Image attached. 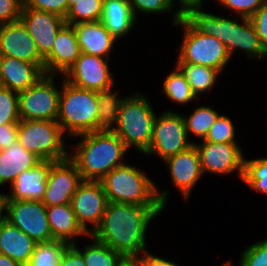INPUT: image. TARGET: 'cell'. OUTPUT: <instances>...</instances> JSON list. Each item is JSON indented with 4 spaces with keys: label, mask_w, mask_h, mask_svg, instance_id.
<instances>
[{
    "label": "cell",
    "mask_w": 267,
    "mask_h": 266,
    "mask_svg": "<svg viewBox=\"0 0 267 266\" xmlns=\"http://www.w3.org/2000/svg\"><path fill=\"white\" fill-rule=\"evenodd\" d=\"M164 209L108 202L102 221L91 236L122 255H140L147 250L148 226Z\"/></svg>",
    "instance_id": "6da1fadb"
},
{
    "label": "cell",
    "mask_w": 267,
    "mask_h": 266,
    "mask_svg": "<svg viewBox=\"0 0 267 266\" xmlns=\"http://www.w3.org/2000/svg\"><path fill=\"white\" fill-rule=\"evenodd\" d=\"M80 141L69 152L82 180L100 181L108 172L125 163L129 151L113 131H94L81 134Z\"/></svg>",
    "instance_id": "7a4b0ae2"
},
{
    "label": "cell",
    "mask_w": 267,
    "mask_h": 266,
    "mask_svg": "<svg viewBox=\"0 0 267 266\" xmlns=\"http://www.w3.org/2000/svg\"><path fill=\"white\" fill-rule=\"evenodd\" d=\"M185 19L198 32L212 35L222 42L231 58L238 49L244 51L249 59L255 58L261 61L267 58V51L262 46L250 18L237 16L232 20L205 12L203 9H196L191 11Z\"/></svg>",
    "instance_id": "3957f363"
},
{
    "label": "cell",
    "mask_w": 267,
    "mask_h": 266,
    "mask_svg": "<svg viewBox=\"0 0 267 266\" xmlns=\"http://www.w3.org/2000/svg\"><path fill=\"white\" fill-rule=\"evenodd\" d=\"M100 181L108 202L165 208L171 195L167 189L159 191L144 171L127 162L108 172Z\"/></svg>",
    "instance_id": "277c9868"
},
{
    "label": "cell",
    "mask_w": 267,
    "mask_h": 266,
    "mask_svg": "<svg viewBox=\"0 0 267 266\" xmlns=\"http://www.w3.org/2000/svg\"><path fill=\"white\" fill-rule=\"evenodd\" d=\"M62 81L57 122L63 132L71 139L97 131V91L76 87L64 78Z\"/></svg>",
    "instance_id": "5b68a950"
},
{
    "label": "cell",
    "mask_w": 267,
    "mask_h": 266,
    "mask_svg": "<svg viewBox=\"0 0 267 266\" xmlns=\"http://www.w3.org/2000/svg\"><path fill=\"white\" fill-rule=\"evenodd\" d=\"M156 112L148 98L141 92L127 96L118 113V121L112 130L124 142L125 147L145 154L150 146Z\"/></svg>",
    "instance_id": "8992f818"
},
{
    "label": "cell",
    "mask_w": 267,
    "mask_h": 266,
    "mask_svg": "<svg viewBox=\"0 0 267 266\" xmlns=\"http://www.w3.org/2000/svg\"><path fill=\"white\" fill-rule=\"evenodd\" d=\"M66 136L57 121L20 120L18 141L42 160L61 161L69 157Z\"/></svg>",
    "instance_id": "52a82bcc"
},
{
    "label": "cell",
    "mask_w": 267,
    "mask_h": 266,
    "mask_svg": "<svg viewBox=\"0 0 267 266\" xmlns=\"http://www.w3.org/2000/svg\"><path fill=\"white\" fill-rule=\"evenodd\" d=\"M178 25L184 33L176 63L203 65L222 73L231 60L225 45L212 35L198 32L185 18Z\"/></svg>",
    "instance_id": "ba28073f"
},
{
    "label": "cell",
    "mask_w": 267,
    "mask_h": 266,
    "mask_svg": "<svg viewBox=\"0 0 267 266\" xmlns=\"http://www.w3.org/2000/svg\"><path fill=\"white\" fill-rule=\"evenodd\" d=\"M56 75L44 74L34 85L18 92L20 120L57 121L62 85H55Z\"/></svg>",
    "instance_id": "9c48e42d"
},
{
    "label": "cell",
    "mask_w": 267,
    "mask_h": 266,
    "mask_svg": "<svg viewBox=\"0 0 267 266\" xmlns=\"http://www.w3.org/2000/svg\"><path fill=\"white\" fill-rule=\"evenodd\" d=\"M193 145L194 141L187 135L183 114L169 109L159 116L156 115L150 146L144 156L155 155L165 161Z\"/></svg>",
    "instance_id": "30bf717a"
},
{
    "label": "cell",
    "mask_w": 267,
    "mask_h": 266,
    "mask_svg": "<svg viewBox=\"0 0 267 266\" xmlns=\"http://www.w3.org/2000/svg\"><path fill=\"white\" fill-rule=\"evenodd\" d=\"M70 204L78 223L91 235L100 225L108 204L101 181L82 180Z\"/></svg>",
    "instance_id": "8fae6325"
},
{
    "label": "cell",
    "mask_w": 267,
    "mask_h": 266,
    "mask_svg": "<svg viewBox=\"0 0 267 266\" xmlns=\"http://www.w3.org/2000/svg\"><path fill=\"white\" fill-rule=\"evenodd\" d=\"M110 59L81 52L62 78L82 89L97 92L111 89L115 86V78L109 70Z\"/></svg>",
    "instance_id": "7c38bea8"
},
{
    "label": "cell",
    "mask_w": 267,
    "mask_h": 266,
    "mask_svg": "<svg viewBox=\"0 0 267 266\" xmlns=\"http://www.w3.org/2000/svg\"><path fill=\"white\" fill-rule=\"evenodd\" d=\"M198 150L203 174L229 175L237 172L243 178L244 153L239 144L216 143L210 141L194 142Z\"/></svg>",
    "instance_id": "4fadbf2b"
},
{
    "label": "cell",
    "mask_w": 267,
    "mask_h": 266,
    "mask_svg": "<svg viewBox=\"0 0 267 266\" xmlns=\"http://www.w3.org/2000/svg\"><path fill=\"white\" fill-rule=\"evenodd\" d=\"M7 220L36 243L53 240L46 206L41 201L9 200Z\"/></svg>",
    "instance_id": "5bb4252c"
},
{
    "label": "cell",
    "mask_w": 267,
    "mask_h": 266,
    "mask_svg": "<svg viewBox=\"0 0 267 266\" xmlns=\"http://www.w3.org/2000/svg\"><path fill=\"white\" fill-rule=\"evenodd\" d=\"M81 181L76 165L69 158L54 161L50 166L41 202L46 207L71 203L72 196Z\"/></svg>",
    "instance_id": "9a60e30c"
},
{
    "label": "cell",
    "mask_w": 267,
    "mask_h": 266,
    "mask_svg": "<svg viewBox=\"0 0 267 266\" xmlns=\"http://www.w3.org/2000/svg\"><path fill=\"white\" fill-rule=\"evenodd\" d=\"M0 57H14L34 63L44 72V58L20 20L0 25Z\"/></svg>",
    "instance_id": "2e32d148"
},
{
    "label": "cell",
    "mask_w": 267,
    "mask_h": 266,
    "mask_svg": "<svg viewBox=\"0 0 267 266\" xmlns=\"http://www.w3.org/2000/svg\"><path fill=\"white\" fill-rule=\"evenodd\" d=\"M19 20L26 27L43 58L51 52L59 30L66 24L60 15L33 8H22Z\"/></svg>",
    "instance_id": "e0dca14e"
},
{
    "label": "cell",
    "mask_w": 267,
    "mask_h": 266,
    "mask_svg": "<svg viewBox=\"0 0 267 266\" xmlns=\"http://www.w3.org/2000/svg\"><path fill=\"white\" fill-rule=\"evenodd\" d=\"M170 173L172 185L183 195V199L189 202L193 187L203 176L200 157L195 145L189 149L170 156L163 161Z\"/></svg>",
    "instance_id": "ac0fdd59"
},
{
    "label": "cell",
    "mask_w": 267,
    "mask_h": 266,
    "mask_svg": "<svg viewBox=\"0 0 267 266\" xmlns=\"http://www.w3.org/2000/svg\"><path fill=\"white\" fill-rule=\"evenodd\" d=\"M76 33L72 25L65 24L58 32L51 52L44 58V73L63 76L80 55Z\"/></svg>",
    "instance_id": "d6986e66"
},
{
    "label": "cell",
    "mask_w": 267,
    "mask_h": 266,
    "mask_svg": "<svg viewBox=\"0 0 267 266\" xmlns=\"http://www.w3.org/2000/svg\"><path fill=\"white\" fill-rule=\"evenodd\" d=\"M54 161L42 160L30 170L23 171L10 185L9 200L42 201L47 185V176Z\"/></svg>",
    "instance_id": "ffe728a7"
},
{
    "label": "cell",
    "mask_w": 267,
    "mask_h": 266,
    "mask_svg": "<svg viewBox=\"0 0 267 266\" xmlns=\"http://www.w3.org/2000/svg\"><path fill=\"white\" fill-rule=\"evenodd\" d=\"M72 26L77 36L80 52L110 58L117 40L101 21L78 23Z\"/></svg>",
    "instance_id": "44dd1931"
},
{
    "label": "cell",
    "mask_w": 267,
    "mask_h": 266,
    "mask_svg": "<svg viewBox=\"0 0 267 266\" xmlns=\"http://www.w3.org/2000/svg\"><path fill=\"white\" fill-rule=\"evenodd\" d=\"M45 73L34 63L0 57L2 86L20 92L34 85Z\"/></svg>",
    "instance_id": "7402d4cb"
},
{
    "label": "cell",
    "mask_w": 267,
    "mask_h": 266,
    "mask_svg": "<svg viewBox=\"0 0 267 266\" xmlns=\"http://www.w3.org/2000/svg\"><path fill=\"white\" fill-rule=\"evenodd\" d=\"M47 219L54 240L76 244L77 237L90 235L78 223L70 203L46 207ZM76 240V241H75Z\"/></svg>",
    "instance_id": "603a6c76"
},
{
    "label": "cell",
    "mask_w": 267,
    "mask_h": 266,
    "mask_svg": "<svg viewBox=\"0 0 267 266\" xmlns=\"http://www.w3.org/2000/svg\"><path fill=\"white\" fill-rule=\"evenodd\" d=\"M41 161L36 154L21 146L19 141L10 148L0 150V187L11 185L19 174L32 169Z\"/></svg>",
    "instance_id": "cb8c5ba5"
},
{
    "label": "cell",
    "mask_w": 267,
    "mask_h": 266,
    "mask_svg": "<svg viewBox=\"0 0 267 266\" xmlns=\"http://www.w3.org/2000/svg\"><path fill=\"white\" fill-rule=\"evenodd\" d=\"M100 21L117 41L128 35L137 24L129 0H104Z\"/></svg>",
    "instance_id": "d4e9b609"
},
{
    "label": "cell",
    "mask_w": 267,
    "mask_h": 266,
    "mask_svg": "<svg viewBox=\"0 0 267 266\" xmlns=\"http://www.w3.org/2000/svg\"><path fill=\"white\" fill-rule=\"evenodd\" d=\"M36 242L8 220L0 225V253L26 266Z\"/></svg>",
    "instance_id": "484cf974"
},
{
    "label": "cell",
    "mask_w": 267,
    "mask_h": 266,
    "mask_svg": "<svg viewBox=\"0 0 267 266\" xmlns=\"http://www.w3.org/2000/svg\"><path fill=\"white\" fill-rule=\"evenodd\" d=\"M119 90L108 89L97 92V131H112L118 121V113L126 98L118 94Z\"/></svg>",
    "instance_id": "4316f807"
},
{
    "label": "cell",
    "mask_w": 267,
    "mask_h": 266,
    "mask_svg": "<svg viewBox=\"0 0 267 266\" xmlns=\"http://www.w3.org/2000/svg\"><path fill=\"white\" fill-rule=\"evenodd\" d=\"M184 74L185 79L190 84L193 94L200 98V94L212 90L215 86L220 71L207 66L191 64V63H176L175 64Z\"/></svg>",
    "instance_id": "83f0119b"
},
{
    "label": "cell",
    "mask_w": 267,
    "mask_h": 266,
    "mask_svg": "<svg viewBox=\"0 0 267 266\" xmlns=\"http://www.w3.org/2000/svg\"><path fill=\"white\" fill-rule=\"evenodd\" d=\"M173 68L165 77L162 85L163 93L167 99L180 105L190 104L192 101L198 100L181 70L176 65Z\"/></svg>",
    "instance_id": "f1b7e54d"
},
{
    "label": "cell",
    "mask_w": 267,
    "mask_h": 266,
    "mask_svg": "<svg viewBox=\"0 0 267 266\" xmlns=\"http://www.w3.org/2000/svg\"><path fill=\"white\" fill-rule=\"evenodd\" d=\"M89 238L92 239V244L88 243L82 250L77 244H73L82 253L85 266H116L122 254L113 251L91 235Z\"/></svg>",
    "instance_id": "f546056e"
},
{
    "label": "cell",
    "mask_w": 267,
    "mask_h": 266,
    "mask_svg": "<svg viewBox=\"0 0 267 266\" xmlns=\"http://www.w3.org/2000/svg\"><path fill=\"white\" fill-rule=\"evenodd\" d=\"M219 115L217 110L204 105H198L188 116L183 115L188 137L192 134L203 140Z\"/></svg>",
    "instance_id": "4dcf8cb0"
},
{
    "label": "cell",
    "mask_w": 267,
    "mask_h": 266,
    "mask_svg": "<svg viewBox=\"0 0 267 266\" xmlns=\"http://www.w3.org/2000/svg\"><path fill=\"white\" fill-rule=\"evenodd\" d=\"M67 245L64 241L54 239L37 242L26 266H59Z\"/></svg>",
    "instance_id": "1f68e13d"
},
{
    "label": "cell",
    "mask_w": 267,
    "mask_h": 266,
    "mask_svg": "<svg viewBox=\"0 0 267 266\" xmlns=\"http://www.w3.org/2000/svg\"><path fill=\"white\" fill-rule=\"evenodd\" d=\"M104 0H78L65 17L68 25L100 21Z\"/></svg>",
    "instance_id": "d6a6232c"
},
{
    "label": "cell",
    "mask_w": 267,
    "mask_h": 266,
    "mask_svg": "<svg viewBox=\"0 0 267 266\" xmlns=\"http://www.w3.org/2000/svg\"><path fill=\"white\" fill-rule=\"evenodd\" d=\"M251 190L267 195V157L248 160L244 158L242 181Z\"/></svg>",
    "instance_id": "836d02e7"
},
{
    "label": "cell",
    "mask_w": 267,
    "mask_h": 266,
    "mask_svg": "<svg viewBox=\"0 0 267 266\" xmlns=\"http://www.w3.org/2000/svg\"><path fill=\"white\" fill-rule=\"evenodd\" d=\"M235 131L233 121L226 115L220 114L202 141L238 144Z\"/></svg>",
    "instance_id": "e575fe53"
},
{
    "label": "cell",
    "mask_w": 267,
    "mask_h": 266,
    "mask_svg": "<svg viewBox=\"0 0 267 266\" xmlns=\"http://www.w3.org/2000/svg\"><path fill=\"white\" fill-rule=\"evenodd\" d=\"M19 121L18 92L0 87V125Z\"/></svg>",
    "instance_id": "d590c367"
},
{
    "label": "cell",
    "mask_w": 267,
    "mask_h": 266,
    "mask_svg": "<svg viewBox=\"0 0 267 266\" xmlns=\"http://www.w3.org/2000/svg\"><path fill=\"white\" fill-rule=\"evenodd\" d=\"M129 3L132 7V11L137 18L138 13L148 14H162V13H171L173 20L172 24L175 25L181 18L173 11L168 0H129ZM173 11V13H172Z\"/></svg>",
    "instance_id": "8d00e7d4"
},
{
    "label": "cell",
    "mask_w": 267,
    "mask_h": 266,
    "mask_svg": "<svg viewBox=\"0 0 267 266\" xmlns=\"http://www.w3.org/2000/svg\"><path fill=\"white\" fill-rule=\"evenodd\" d=\"M239 261L238 266H267V238L246 247Z\"/></svg>",
    "instance_id": "74e56055"
},
{
    "label": "cell",
    "mask_w": 267,
    "mask_h": 266,
    "mask_svg": "<svg viewBox=\"0 0 267 266\" xmlns=\"http://www.w3.org/2000/svg\"><path fill=\"white\" fill-rule=\"evenodd\" d=\"M267 0H216L237 16L250 18Z\"/></svg>",
    "instance_id": "f35d334b"
},
{
    "label": "cell",
    "mask_w": 267,
    "mask_h": 266,
    "mask_svg": "<svg viewBox=\"0 0 267 266\" xmlns=\"http://www.w3.org/2000/svg\"><path fill=\"white\" fill-rule=\"evenodd\" d=\"M22 8L54 13L65 19L68 13V0H23Z\"/></svg>",
    "instance_id": "ab89813d"
},
{
    "label": "cell",
    "mask_w": 267,
    "mask_h": 266,
    "mask_svg": "<svg viewBox=\"0 0 267 266\" xmlns=\"http://www.w3.org/2000/svg\"><path fill=\"white\" fill-rule=\"evenodd\" d=\"M23 0H0V25L19 21Z\"/></svg>",
    "instance_id": "60d3db41"
},
{
    "label": "cell",
    "mask_w": 267,
    "mask_h": 266,
    "mask_svg": "<svg viewBox=\"0 0 267 266\" xmlns=\"http://www.w3.org/2000/svg\"><path fill=\"white\" fill-rule=\"evenodd\" d=\"M262 46L267 51V1L250 17Z\"/></svg>",
    "instance_id": "b9f144b4"
},
{
    "label": "cell",
    "mask_w": 267,
    "mask_h": 266,
    "mask_svg": "<svg viewBox=\"0 0 267 266\" xmlns=\"http://www.w3.org/2000/svg\"><path fill=\"white\" fill-rule=\"evenodd\" d=\"M19 123H8L0 125V150L10 148L12 144L18 141Z\"/></svg>",
    "instance_id": "7bdbcfd3"
},
{
    "label": "cell",
    "mask_w": 267,
    "mask_h": 266,
    "mask_svg": "<svg viewBox=\"0 0 267 266\" xmlns=\"http://www.w3.org/2000/svg\"><path fill=\"white\" fill-rule=\"evenodd\" d=\"M59 266H85L82 253L73 244L67 245Z\"/></svg>",
    "instance_id": "ee69618b"
},
{
    "label": "cell",
    "mask_w": 267,
    "mask_h": 266,
    "mask_svg": "<svg viewBox=\"0 0 267 266\" xmlns=\"http://www.w3.org/2000/svg\"><path fill=\"white\" fill-rule=\"evenodd\" d=\"M174 12L180 18H185L191 11L196 9H202L204 0H168ZM178 1V2H177ZM175 2L179 5L177 10L174 9Z\"/></svg>",
    "instance_id": "f6af8a7d"
},
{
    "label": "cell",
    "mask_w": 267,
    "mask_h": 266,
    "mask_svg": "<svg viewBox=\"0 0 267 266\" xmlns=\"http://www.w3.org/2000/svg\"><path fill=\"white\" fill-rule=\"evenodd\" d=\"M142 261L144 266H178L174 261L155 256L149 253L148 250L142 253Z\"/></svg>",
    "instance_id": "bcb514c9"
},
{
    "label": "cell",
    "mask_w": 267,
    "mask_h": 266,
    "mask_svg": "<svg viewBox=\"0 0 267 266\" xmlns=\"http://www.w3.org/2000/svg\"><path fill=\"white\" fill-rule=\"evenodd\" d=\"M116 266H144L142 254L140 255H122Z\"/></svg>",
    "instance_id": "7dc6e473"
},
{
    "label": "cell",
    "mask_w": 267,
    "mask_h": 266,
    "mask_svg": "<svg viewBox=\"0 0 267 266\" xmlns=\"http://www.w3.org/2000/svg\"><path fill=\"white\" fill-rule=\"evenodd\" d=\"M8 194L0 193V225L7 220Z\"/></svg>",
    "instance_id": "c3c4849f"
},
{
    "label": "cell",
    "mask_w": 267,
    "mask_h": 266,
    "mask_svg": "<svg viewBox=\"0 0 267 266\" xmlns=\"http://www.w3.org/2000/svg\"><path fill=\"white\" fill-rule=\"evenodd\" d=\"M0 266H22L12 258L0 253Z\"/></svg>",
    "instance_id": "681fc988"
},
{
    "label": "cell",
    "mask_w": 267,
    "mask_h": 266,
    "mask_svg": "<svg viewBox=\"0 0 267 266\" xmlns=\"http://www.w3.org/2000/svg\"><path fill=\"white\" fill-rule=\"evenodd\" d=\"M77 1H78V0H68V10H69V8H70L73 4H75Z\"/></svg>",
    "instance_id": "f907efd6"
},
{
    "label": "cell",
    "mask_w": 267,
    "mask_h": 266,
    "mask_svg": "<svg viewBox=\"0 0 267 266\" xmlns=\"http://www.w3.org/2000/svg\"><path fill=\"white\" fill-rule=\"evenodd\" d=\"M222 266H233L231 260L230 261H226L224 264H222Z\"/></svg>",
    "instance_id": "816d5d0a"
},
{
    "label": "cell",
    "mask_w": 267,
    "mask_h": 266,
    "mask_svg": "<svg viewBox=\"0 0 267 266\" xmlns=\"http://www.w3.org/2000/svg\"><path fill=\"white\" fill-rule=\"evenodd\" d=\"M0 87H2V80H1V75H0Z\"/></svg>",
    "instance_id": "f5cc1de1"
}]
</instances>
